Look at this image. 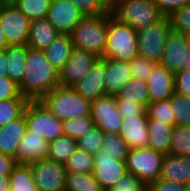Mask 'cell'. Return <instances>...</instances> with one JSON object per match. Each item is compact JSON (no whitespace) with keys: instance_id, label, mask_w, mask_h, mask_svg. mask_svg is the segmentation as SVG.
Masks as SVG:
<instances>
[{"instance_id":"cell-1","label":"cell","mask_w":190,"mask_h":191,"mask_svg":"<svg viewBox=\"0 0 190 191\" xmlns=\"http://www.w3.org/2000/svg\"><path fill=\"white\" fill-rule=\"evenodd\" d=\"M20 92L28 101H39L58 86V73L44 51L28 48Z\"/></svg>"},{"instance_id":"cell-2","label":"cell","mask_w":190,"mask_h":191,"mask_svg":"<svg viewBox=\"0 0 190 191\" xmlns=\"http://www.w3.org/2000/svg\"><path fill=\"white\" fill-rule=\"evenodd\" d=\"M39 102L58 119L67 120L91 116V101L80 95L74 88L57 86Z\"/></svg>"},{"instance_id":"cell-3","label":"cell","mask_w":190,"mask_h":191,"mask_svg":"<svg viewBox=\"0 0 190 191\" xmlns=\"http://www.w3.org/2000/svg\"><path fill=\"white\" fill-rule=\"evenodd\" d=\"M139 56L137 31L109 13L106 44L102 58L129 62Z\"/></svg>"},{"instance_id":"cell-4","label":"cell","mask_w":190,"mask_h":191,"mask_svg":"<svg viewBox=\"0 0 190 191\" xmlns=\"http://www.w3.org/2000/svg\"><path fill=\"white\" fill-rule=\"evenodd\" d=\"M109 12L84 16L70 33L75 48L103 57L108 30Z\"/></svg>"},{"instance_id":"cell-5","label":"cell","mask_w":190,"mask_h":191,"mask_svg":"<svg viewBox=\"0 0 190 191\" xmlns=\"http://www.w3.org/2000/svg\"><path fill=\"white\" fill-rule=\"evenodd\" d=\"M110 13L118 21L129 24L136 31L163 17L154 0H120Z\"/></svg>"},{"instance_id":"cell-6","label":"cell","mask_w":190,"mask_h":191,"mask_svg":"<svg viewBox=\"0 0 190 191\" xmlns=\"http://www.w3.org/2000/svg\"><path fill=\"white\" fill-rule=\"evenodd\" d=\"M165 154L150 147L129 149L126 167L127 172L137 176L145 185L160 178Z\"/></svg>"},{"instance_id":"cell-7","label":"cell","mask_w":190,"mask_h":191,"mask_svg":"<svg viewBox=\"0 0 190 191\" xmlns=\"http://www.w3.org/2000/svg\"><path fill=\"white\" fill-rule=\"evenodd\" d=\"M171 29L169 17H162L148 27L138 30L139 56L155 63L160 62Z\"/></svg>"},{"instance_id":"cell-8","label":"cell","mask_w":190,"mask_h":191,"mask_svg":"<svg viewBox=\"0 0 190 191\" xmlns=\"http://www.w3.org/2000/svg\"><path fill=\"white\" fill-rule=\"evenodd\" d=\"M27 129L51 142L63 135V120L49 112L39 101H29L24 109Z\"/></svg>"},{"instance_id":"cell-9","label":"cell","mask_w":190,"mask_h":191,"mask_svg":"<svg viewBox=\"0 0 190 191\" xmlns=\"http://www.w3.org/2000/svg\"><path fill=\"white\" fill-rule=\"evenodd\" d=\"M30 20L13 3H5L0 12V25L8 45H27Z\"/></svg>"},{"instance_id":"cell-10","label":"cell","mask_w":190,"mask_h":191,"mask_svg":"<svg viewBox=\"0 0 190 191\" xmlns=\"http://www.w3.org/2000/svg\"><path fill=\"white\" fill-rule=\"evenodd\" d=\"M28 165L39 191H65L67 172L63 164L43 159Z\"/></svg>"},{"instance_id":"cell-11","label":"cell","mask_w":190,"mask_h":191,"mask_svg":"<svg viewBox=\"0 0 190 191\" xmlns=\"http://www.w3.org/2000/svg\"><path fill=\"white\" fill-rule=\"evenodd\" d=\"M99 59L92 52L74 47L69 60L58 73V86L73 88Z\"/></svg>"},{"instance_id":"cell-12","label":"cell","mask_w":190,"mask_h":191,"mask_svg":"<svg viewBox=\"0 0 190 191\" xmlns=\"http://www.w3.org/2000/svg\"><path fill=\"white\" fill-rule=\"evenodd\" d=\"M91 118L94 125L105 133L119 134L122 116L115 95H105L91 101Z\"/></svg>"},{"instance_id":"cell-13","label":"cell","mask_w":190,"mask_h":191,"mask_svg":"<svg viewBox=\"0 0 190 191\" xmlns=\"http://www.w3.org/2000/svg\"><path fill=\"white\" fill-rule=\"evenodd\" d=\"M160 63L174 73L190 68V53L187 49L186 35L170 30Z\"/></svg>"},{"instance_id":"cell-14","label":"cell","mask_w":190,"mask_h":191,"mask_svg":"<svg viewBox=\"0 0 190 191\" xmlns=\"http://www.w3.org/2000/svg\"><path fill=\"white\" fill-rule=\"evenodd\" d=\"M125 173H127L126 161L103 154V149L94 154L93 175L103 191H109Z\"/></svg>"},{"instance_id":"cell-15","label":"cell","mask_w":190,"mask_h":191,"mask_svg":"<svg viewBox=\"0 0 190 191\" xmlns=\"http://www.w3.org/2000/svg\"><path fill=\"white\" fill-rule=\"evenodd\" d=\"M83 17L71 0H51L46 16L60 34H70Z\"/></svg>"},{"instance_id":"cell-16","label":"cell","mask_w":190,"mask_h":191,"mask_svg":"<svg viewBox=\"0 0 190 191\" xmlns=\"http://www.w3.org/2000/svg\"><path fill=\"white\" fill-rule=\"evenodd\" d=\"M149 103L168 100L175 93V73L168 70L160 62L155 63L146 80Z\"/></svg>"},{"instance_id":"cell-17","label":"cell","mask_w":190,"mask_h":191,"mask_svg":"<svg viewBox=\"0 0 190 191\" xmlns=\"http://www.w3.org/2000/svg\"><path fill=\"white\" fill-rule=\"evenodd\" d=\"M73 88L90 101L107 95L105 58H100Z\"/></svg>"},{"instance_id":"cell-18","label":"cell","mask_w":190,"mask_h":191,"mask_svg":"<svg viewBox=\"0 0 190 191\" xmlns=\"http://www.w3.org/2000/svg\"><path fill=\"white\" fill-rule=\"evenodd\" d=\"M48 153L49 142L27 129L15 151V160L18 164H30L48 159Z\"/></svg>"},{"instance_id":"cell-19","label":"cell","mask_w":190,"mask_h":191,"mask_svg":"<svg viewBox=\"0 0 190 191\" xmlns=\"http://www.w3.org/2000/svg\"><path fill=\"white\" fill-rule=\"evenodd\" d=\"M147 113L122 119L119 135L125 140L129 149L148 147Z\"/></svg>"},{"instance_id":"cell-20","label":"cell","mask_w":190,"mask_h":191,"mask_svg":"<svg viewBox=\"0 0 190 191\" xmlns=\"http://www.w3.org/2000/svg\"><path fill=\"white\" fill-rule=\"evenodd\" d=\"M26 130L27 122L25 119V112H23L18 118L10 121L6 125L1 126L0 153L15 159V151Z\"/></svg>"},{"instance_id":"cell-21","label":"cell","mask_w":190,"mask_h":191,"mask_svg":"<svg viewBox=\"0 0 190 191\" xmlns=\"http://www.w3.org/2000/svg\"><path fill=\"white\" fill-rule=\"evenodd\" d=\"M159 179L186 185L190 179V156L165 154Z\"/></svg>"},{"instance_id":"cell-22","label":"cell","mask_w":190,"mask_h":191,"mask_svg":"<svg viewBox=\"0 0 190 191\" xmlns=\"http://www.w3.org/2000/svg\"><path fill=\"white\" fill-rule=\"evenodd\" d=\"M106 94L117 95L122 87L132 78L129 62L105 58Z\"/></svg>"},{"instance_id":"cell-23","label":"cell","mask_w":190,"mask_h":191,"mask_svg":"<svg viewBox=\"0 0 190 191\" xmlns=\"http://www.w3.org/2000/svg\"><path fill=\"white\" fill-rule=\"evenodd\" d=\"M59 35L60 33L47 18L32 20L30 22L27 46L35 50L44 51Z\"/></svg>"},{"instance_id":"cell-24","label":"cell","mask_w":190,"mask_h":191,"mask_svg":"<svg viewBox=\"0 0 190 191\" xmlns=\"http://www.w3.org/2000/svg\"><path fill=\"white\" fill-rule=\"evenodd\" d=\"M148 147L170 154L173 126L148 118Z\"/></svg>"},{"instance_id":"cell-25","label":"cell","mask_w":190,"mask_h":191,"mask_svg":"<svg viewBox=\"0 0 190 191\" xmlns=\"http://www.w3.org/2000/svg\"><path fill=\"white\" fill-rule=\"evenodd\" d=\"M73 48L70 34H60L44 52L49 63L60 71L69 60Z\"/></svg>"},{"instance_id":"cell-26","label":"cell","mask_w":190,"mask_h":191,"mask_svg":"<svg viewBox=\"0 0 190 191\" xmlns=\"http://www.w3.org/2000/svg\"><path fill=\"white\" fill-rule=\"evenodd\" d=\"M28 48L27 45H9L6 48V56L9 65L8 77L18 85L23 80Z\"/></svg>"},{"instance_id":"cell-27","label":"cell","mask_w":190,"mask_h":191,"mask_svg":"<svg viewBox=\"0 0 190 191\" xmlns=\"http://www.w3.org/2000/svg\"><path fill=\"white\" fill-rule=\"evenodd\" d=\"M116 100L133 102L147 107L149 104V93L146 81L131 78L116 95Z\"/></svg>"},{"instance_id":"cell-28","label":"cell","mask_w":190,"mask_h":191,"mask_svg":"<svg viewBox=\"0 0 190 191\" xmlns=\"http://www.w3.org/2000/svg\"><path fill=\"white\" fill-rule=\"evenodd\" d=\"M76 148L77 140L63 134L49 142L48 159L64 165Z\"/></svg>"},{"instance_id":"cell-29","label":"cell","mask_w":190,"mask_h":191,"mask_svg":"<svg viewBox=\"0 0 190 191\" xmlns=\"http://www.w3.org/2000/svg\"><path fill=\"white\" fill-rule=\"evenodd\" d=\"M64 167L67 173L93 174L94 155L77 147Z\"/></svg>"},{"instance_id":"cell-30","label":"cell","mask_w":190,"mask_h":191,"mask_svg":"<svg viewBox=\"0 0 190 191\" xmlns=\"http://www.w3.org/2000/svg\"><path fill=\"white\" fill-rule=\"evenodd\" d=\"M12 191H39L28 164H17L9 176Z\"/></svg>"},{"instance_id":"cell-31","label":"cell","mask_w":190,"mask_h":191,"mask_svg":"<svg viewBox=\"0 0 190 191\" xmlns=\"http://www.w3.org/2000/svg\"><path fill=\"white\" fill-rule=\"evenodd\" d=\"M65 191H103L93 174L67 173Z\"/></svg>"},{"instance_id":"cell-32","label":"cell","mask_w":190,"mask_h":191,"mask_svg":"<svg viewBox=\"0 0 190 191\" xmlns=\"http://www.w3.org/2000/svg\"><path fill=\"white\" fill-rule=\"evenodd\" d=\"M102 142L103 154H109L117 160L126 161L129 147L119 134L103 132Z\"/></svg>"},{"instance_id":"cell-33","label":"cell","mask_w":190,"mask_h":191,"mask_svg":"<svg viewBox=\"0 0 190 191\" xmlns=\"http://www.w3.org/2000/svg\"><path fill=\"white\" fill-rule=\"evenodd\" d=\"M170 154L190 156V126H173Z\"/></svg>"},{"instance_id":"cell-34","label":"cell","mask_w":190,"mask_h":191,"mask_svg":"<svg viewBox=\"0 0 190 191\" xmlns=\"http://www.w3.org/2000/svg\"><path fill=\"white\" fill-rule=\"evenodd\" d=\"M51 0H17L13 4L30 21L46 18Z\"/></svg>"},{"instance_id":"cell-35","label":"cell","mask_w":190,"mask_h":191,"mask_svg":"<svg viewBox=\"0 0 190 191\" xmlns=\"http://www.w3.org/2000/svg\"><path fill=\"white\" fill-rule=\"evenodd\" d=\"M174 125L190 126V98L174 93L170 98Z\"/></svg>"},{"instance_id":"cell-36","label":"cell","mask_w":190,"mask_h":191,"mask_svg":"<svg viewBox=\"0 0 190 191\" xmlns=\"http://www.w3.org/2000/svg\"><path fill=\"white\" fill-rule=\"evenodd\" d=\"M29 101L27 99H6L0 101V127L18 118Z\"/></svg>"},{"instance_id":"cell-37","label":"cell","mask_w":190,"mask_h":191,"mask_svg":"<svg viewBox=\"0 0 190 191\" xmlns=\"http://www.w3.org/2000/svg\"><path fill=\"white\" fill-rule=\"evenodd\" d=\"M146 113L150 119L159 120V122L174 126L170 99L149 103L146 107Z\"/></svg>"},{"instance_id":"cell-38","label":"cell","mask_w":190,"mask_h":191,"mask_svg":"<svg viewBox=\"0 0 190 191\" xmlns=\"http://www.w3.org/2000/svg\"><path fill=\"white\" fill-rule=\"evenodd\" d=\"M102 141L103 131L94 125L77 139V147L94 155L102 149Z\"/></svg>"},{"instance_id":"cell-39","label":"cell","mask_w":190,"mask_h":191,"mask_svg":"<svg viewBox=\"0 0 190 191\" xmlns=\"http://www.w3.org/2000/svg\"><path fill=\"white\" fill-rule=\"evenodd\" d=\"M92 126H94V122L91 116L67 119L63 121V134L77 140Z\"/></svg>"},{"instance_id":"cell-40","label":"cell","mask_w":190,"mask_h":191,"mask_svg":"<svg viewBox=\"0 0 190 191\" xmlns=\"http://www.w3.org/2000/svg\"><path fill=\"white\" fill-rule=\"evenodd\" d=\"M172 30L183 33L184 35L190 34V5L178 9L169 16Z\"/></svg>"},{"instance_id":"cell-41","label":"cell","mask_w":190,"mask_h":191,"mask_svg":"<svg viewBox=\"0 0 190 191\" xmlns=\"http://www.w3.org/2000/svg\"><path fill=\"white\" fill-rule=\"evenodd\" d=\"M109 191H151L137 176L127 172Z\"/></svg>"},{"instance_id":"cell-42","label":"cell","mask_w":190,"mask_h":191,"mask_svg":"<svg viewBox=\"0 0 190 191\" xmlns=\"http://www.w3.org/2000/svg\"><path fill=\"white\" fill-rule=\"evenodd\" d=\"M132 78L146 81L152 72L155 62L144 57L137 56L129 61Z\"/></svg>"},{"instance_id":"cell-43","label":"cell","mask_w":190,"mask_h":191,"mask_svg":"<svg viewBox=\"0 0 190 191\" xmlns=\"http://www.w3.org/2000/svg\"><path fill=\"white\" fill-rule=\"evenodd\" d=\"M6 99H26L21 95L19 85L8 76H0V101Z\"/></svg>"},{"instance_id":"cell-44","label":"cell","mask_w":190,"mask_h":191,"mask_svg":"<svg viewBox=\"0 0 190 191\" xmlns=\"http://www.w3.org/2000/svg\"><path fill=\"white\" fill-rule=\"evenodd\" d=\"M84 16H96L108 13L98 0H71Z\"/></svg>"},{"instance_id":"cell-45","label":"cell","mask_w":190,"mask_h":191,"mask_svg":"<svg viewBox=\"0 0 190 191\" xmlns=\"http://www.w3.org/2000/svg\"><path fill=\"white\" fill-rule=\"evenodd\" d=\"M154 4L163 17H169L178 9L189 6L190 0H154Z\"/></svg>"},{"instance_id":"cell-46","label":"cell","mask_w":190,"mask_h":191,"mask_svg":"<svg viewBox=\"0 0 190 191\" xmlns=\"http://www.w3.org/2000/svg\"><path fill=\"white\" fill-rule=\"evenodd\" d=\"M175 93L190 98V68L175 73Z\"/></svg>"},{"instance_id":"cell-47","label":"cell","mask_w":190,"mask_h":191,"mask_svg":"<svg viewBox=\"0 0 190 191\" xmlns=\"http://www.w3.org/2000/svg\"><path fill=\"white\" fill-rule=\"evenodd\" d=\"M119 113L122 118L130 116H140L146 112V107L133 102H125L124 100H116Z\"/></svg>"},{"instance_id":"cell-48","label":"cell","mask_w":190,"mask_h":191,"mask_svg":"<svg viewBox=\"0 0 190 191\" xmlns=\"http://www.w3.org/2000/svg\"><path fill=\"white\" fill-rule=\"evenodd\" d=\"M148 187L151 191H187L186 185L163 179L151 182Z\"/></svg>"},{"instance_id":"cell-49","label":"cell","mask_w":190,"mask_h":191,"mask_svg":"<svg viewBox=\"0 0 190 191\" xmlns=\"http://www.w3.org/2000/svg\"><path fill=\"white\" fill-rule=\"evenodd\" d=\"M17 164L13 157L0 153V176H10Z\"/></svg>"},{"instance_id":"cell-50","label":"cell","mask_w":190,"mask_h":191,"mask_svg":"<svg viewBox=\"0 0 190 191\" xmlns=\"http://www.w3.org/2000/svg\"><path fill=\"white\" fill-rule=\"evenodd\" d=\"M8 59L6 49H0V76H8Z\"/></svg>"},{"instance_id":"cell-51","label":"cell","mask_w":190,"mask_h":191,"mask_svg":"<svg viewBox=\"0 0 190 191\" xmlns=\"http://www.w3.org/2000/svg\"><path fill=\"white\" fill-rule=\"evenodd\" d=\"M101 6L107 11L111 12L119 3L120 0H98Z\"/></svg>"},{"instance_id":"cell-52","label":"cell","mask_w":190,"mask_h":191,"mask_svg":"<svg viewBox=\"0 0 190 191\" xmlns=\"http://www.w3.org/2000/svg\"><path fill=\"white\" fill-rule=\"evenodd\" d=\"M0 191H10L9 176H0Z\"/></svg>"},{"instance_id":"cell-53","label":"cell","mask_w":190,"mask_h":191,"mask_svg":"<svg viewBox=\"0 0 190 191\" xmlns=\"http://www.w3.org/2000/svg\"><path fill=\"white\" fill-rule=\"evenodd\" d=\"M8 46L9 45H8L7 39L0 25V49H6Z\"/></svg>"},{"instance_id":"cell-54","label":"cell","mask_w":190,"mask_h":191,"mask_svg":"<svg viewBox=\"0 0 190 191\" xmlns=\"http://www.w3.org/2000/svg\"><path fill=\"white\" fill-rule=\"evenodd\" d=\"M186 43H187V49L190 53V34L186 35Z\"/></svg>"},{"instance_id":"cell-55","label":"cell","mask_w":190,"mask_h":191,"mask_svg":"<svg viewBox=\"0 0 190 191\" xmlns=\"http://www.w3.org/2000/svg\"><path fill=\"white\" fill-rule=\"evenodd\" d=\"M186 190H187V191H190V179H189V181H188L187 184H186Z\"/></svg>"},{"instance_id":"cell-56","label":"cell","mask_w":190,"mask_h":191,"mask_svg":"<svg viewBox=\"0 0 190 191\" xmlns=\"http://www.w3.org/2000/svg\"><path fill=\"white\" fill-rule=\"evenodd\" d=\"M4 4H5L4 0H0V12Z\"/></svg>"},{"instance_id":"cell-57","label":"cell","mask_w":190,"mask_h":191,"mask_svg":"<svg viewBox=\"0 0 190 191\" xmlns=\"http://www.w3.org/2000/svg\"><path fill=\"white\" fill-rule=\"evenodd\" d=\"M17 0H4L5 3H14L16 2Z\"/></svg>"}]
</instances>
